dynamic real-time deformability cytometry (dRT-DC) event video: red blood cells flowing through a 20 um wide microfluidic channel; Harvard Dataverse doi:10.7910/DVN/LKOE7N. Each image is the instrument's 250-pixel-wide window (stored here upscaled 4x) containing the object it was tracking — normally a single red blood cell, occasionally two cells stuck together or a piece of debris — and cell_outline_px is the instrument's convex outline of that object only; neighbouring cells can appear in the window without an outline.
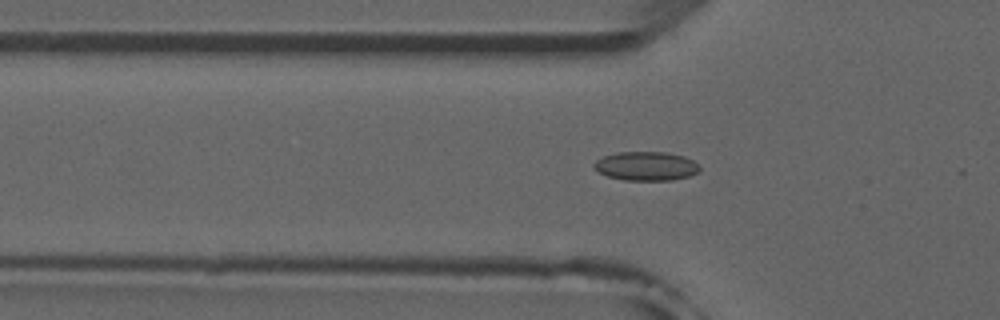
{"species": "common noctule bat (a hibernating species)", "species_latin": "Nyctalus noctula", "temperature_condition": "room temperature", "stored_images_in_passage": 38, "camera_frame_rate_fps": 3000, "um_per_image_px": 0.085, "animal": {"sex": "male", "forearm_length_mm": 52.5}, "frame": {"image": 1, "passage_image": 2, "time_ms": 0.333, "image_size_px": [1000, 320], "cell_outline_px": [[700, 168], [696, 172], [688, 176], [672, 180], [624, 180], [608, 176], [600, 172], [592, 164], [596, 160], [604, 156], [616, 152], [664, 152], [684, 156], [700, 164]], "centroid_in_image_um": [54.92, 14.11], "position_along_channel_um": 70.9, "area_um2": 17.69}}
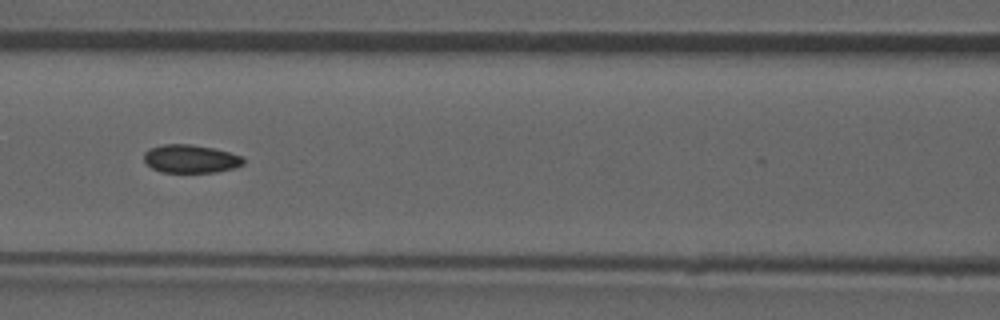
{"frame": {"image": 2, "passage_image": 8, "time_ms": 2.333, "image_size_px": [1000, 320], "cell_outline_px": [[244, 164], [232, 168], [216, 172], [160, 172], [152, 168], [144, 160], [144, 152], [148, 148], [164, 144], [188, 144], [212, 148], [244, 156]], "centroid_in_image_um": [16.19, 13.5], "position_along_channel_um": 150.4, "area_um2": 16.3}}
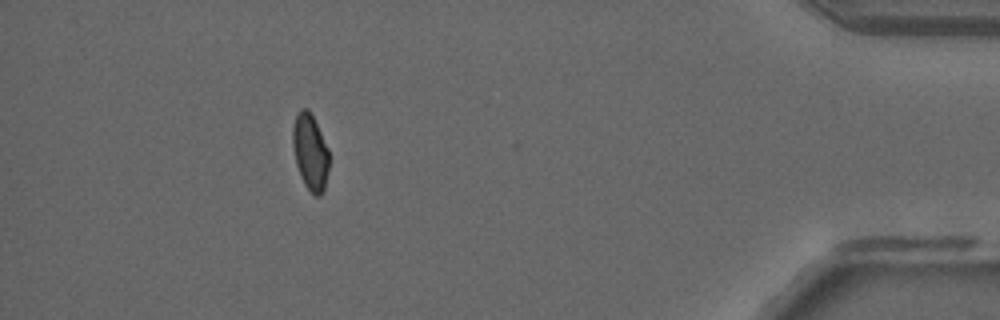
{"frame": {"image": 3, "passage_image": 32, "time_ms": 10.333, "image_size_px": [1000, 320], "cell_outline_px": [[328, 168], [324, 188], [320, 196], [312, 196], [304, 184], [300, 176], [296, 164], [292, 144], [292, 128], [296, 116], [300, 108], [308, 108], [328, 148]], "centroid_in_image_um": [26.34, 12.94], "position_along_channel_um": 408.9, "area_um2": 16.07}, "authors_computed_cell_mechanics": {"area_um2": 16.5597, "velocity_mm_per_s": 3.9436, "shape_relaxation_time_tau1_ms": null, "shape_relaxation_time_tau2_ms": 2.0994, "deformation_change_tau1": null, "deformation_change_tau2": 0.0631}}